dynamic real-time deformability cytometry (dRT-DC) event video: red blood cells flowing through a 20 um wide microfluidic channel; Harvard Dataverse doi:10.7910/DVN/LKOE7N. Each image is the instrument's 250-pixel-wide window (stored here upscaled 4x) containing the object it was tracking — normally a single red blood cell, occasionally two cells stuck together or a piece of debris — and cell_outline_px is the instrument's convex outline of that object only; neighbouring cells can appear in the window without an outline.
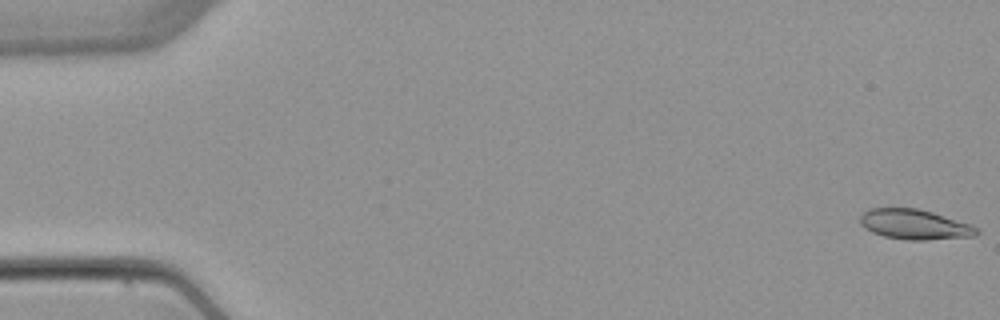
{"species": "common noctule bat (a hibernating species)", "species_latin": "Nyctalus noctula", "temperature_condition": "warm", "stored_images_in_passage": 5, "camera_frame_rate_fps": 3000, "um_per_image_px": 0.085, "animal": {"sex": "female", "body_mass_g": 22.7, "forearm_length_mm": 54.2}, "frame": {"image": 1, "passage_image": 1, "time_ms": 0.0, "image_size_px": [1000, 320], "cell_outline_px": [[980, 232], [976, 236], [924, 240], [908, 240], [884, 236], [872, 232], [864, 228], [860, 224], [860, 216], [868, 208], [916, 208], [932, 212], [972, 224]], "centroid_in_image_um": [77.74, 19.07], "position_along_channel_um": 7.3, "area_um2": 20.46}}
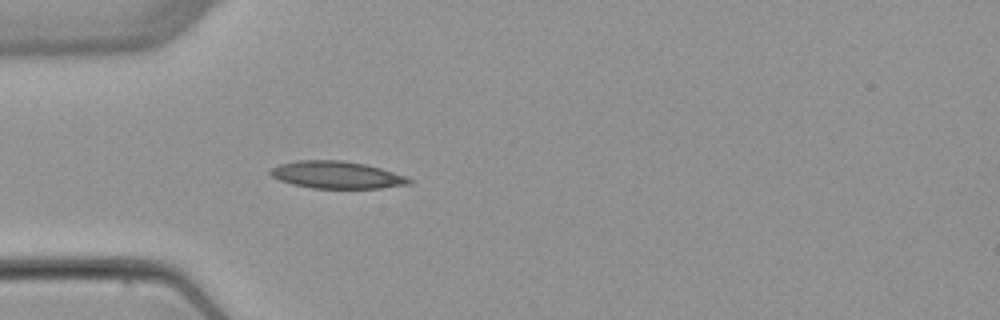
{"frame": {"image": 2, "passage_image": 5, "time_ms": 5.0, "image_size_px": [1000, 320], "cell_outline_px": [[412, 184], [380, 188], [312, 188], [292, 184], [280, 180], [272, 176], [268, 172], [272, 168], [280, 164], [296, 160], [344, 160], [364, 164], [380, 168], [408, 176], [412, 180]], "centroid_in_image_um": [28.64, 14.86], "position_along_channel_um": 56.4, "area_um2": 22.08}}